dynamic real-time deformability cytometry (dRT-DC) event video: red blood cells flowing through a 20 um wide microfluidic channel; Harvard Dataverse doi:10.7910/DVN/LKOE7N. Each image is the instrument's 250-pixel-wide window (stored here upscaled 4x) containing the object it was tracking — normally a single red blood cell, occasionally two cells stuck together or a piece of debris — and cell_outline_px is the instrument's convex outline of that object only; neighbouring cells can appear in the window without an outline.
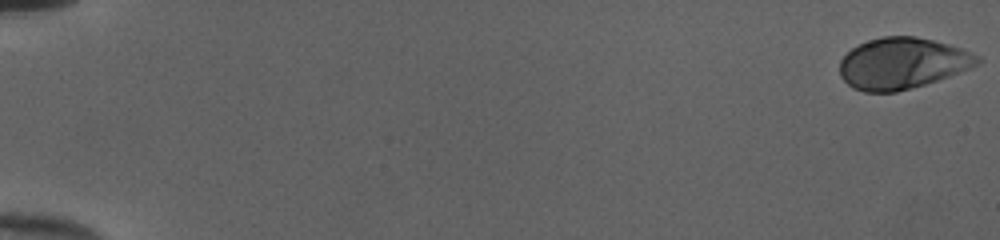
{"species": "human", "species_latin": "Homo sapiens", "temperature_condition": "cold", "stored_images_in_passage": 53, "camera_frame_rate_fps": 3000, "um_per_image_px": 0.085, "donor": {"sex": "female"}, "frame": {"image": 1, "passage_image": 1, "time_ms": 0.0, "image_size_px": [1000, 240], "cell_outline_px": [[984, 60], [980, 64], [948, 76], [912, 88], [896, 92], [864, 92], [852, 88], [840, 76], [840, 60], [852, 48], [868, 40], [884, 36], [916, 36], [948, 44], [960, 48], [980, 56]], "centroid_in_image_um": [76.69, 5.38], "position_along_channel_um": 8.3, "area_um2": 40.98}}
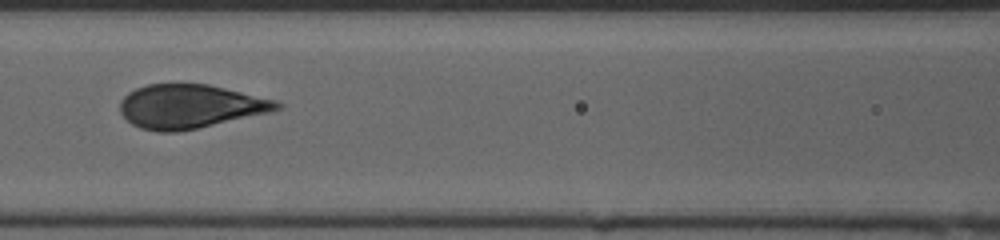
{"frame": {"image": 2, "passage_image": 26, "time_ms": 8.333, "image_size_px": [1000, 240], "cell_outline_px": [[284, 108], [268, 112], [196, 128], [176, 132], [156, 132], [140, 128], [132, 124], [120, 112], [120, 100], [128, 92], [136, 88], [148, 84], [172, 80], [180, 80], [208, 84], [276, 100], [284, 104]], "centroid_in_image_um": [16.11, 8.99], "position_along_channel_um": 150.5, "area_um2": 40.81}}
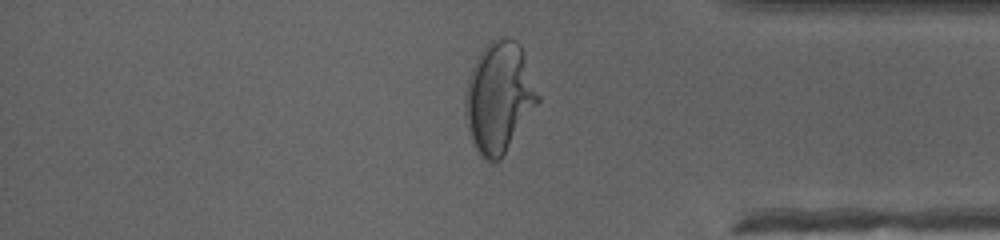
{"frame": {"image": 3, "passage_image": 45, "time_ms": 14.667, "image_size_px": [1000, 240], "cell_outline_px": [[540, 100], [500, 160], [484, 160], [480, 156], [472, 140], [468, 128], [464, 112], [464, 100], [468, 80], [472, 68], [480, 52], [492, 40], [500, 36], [504, 36], [516, 40], [520, 44], [524, 52], [540, 96]], "centroid_in_image_um": [42.43, 8.25], "position_along_channel_um": 392.8, "area_um2": 46.64}, "authors_computed_cell_mechanics": {"area_um2": 40.749, "velocity_mm_per_s": 4.0252, "shape_relaxation_time_tau1_ms": 4.674, "shape_relaxation_time_tau2_ms": null, "deformation_change_tau1": 0.2129, "deformation_change_tau2": null}}